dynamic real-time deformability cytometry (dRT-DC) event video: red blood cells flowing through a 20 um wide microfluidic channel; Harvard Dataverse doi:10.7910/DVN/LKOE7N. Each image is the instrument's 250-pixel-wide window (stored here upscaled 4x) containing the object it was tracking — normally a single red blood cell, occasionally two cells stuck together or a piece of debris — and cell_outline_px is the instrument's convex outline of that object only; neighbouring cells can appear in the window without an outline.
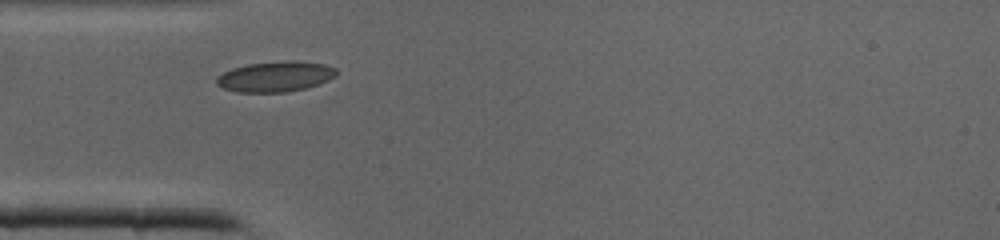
{"species": "common noctule bat (a hibernating species)", "species_latin": "Nyctalus noctula", "temperature_condition": "cold", "stored_images_in_passage": 23, "camera_frame_rate_fps": 3000, "um_per_image_px": 0.085, "animal": {"sex": "male", "body_mass_g": 19.0, "forearm_length_mm": 50.8}, "frame": {"image": 1, "passage_image": 1, "time_ms": 0.0, "image_size_px": [1000, 240], "cell_outline_px": [[336, 76], [328, 80], [304, 88], [284, 92], [236, 92], [224, 88], [216, 84], [216, 76], [232, 68], [248, 64], [288, 60], [292, 60], [324, 64], [336, 68]], "centroid_in_image_um": [23.38, 6.5], "position_along_channel_um": 61.6, "area_um2": 21.1}}
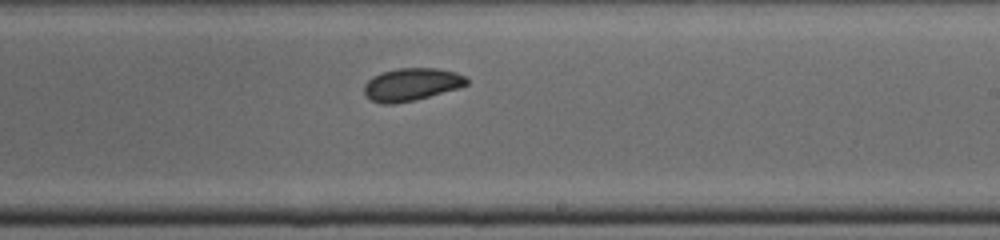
{"frame": {"image": 2, "passage_image": 13, "time_ms": 4.0, "image_size_px": [1000, 240], "cell_outline_px": [[468, 84], [460, 88], [416, 100], [392, 104], [380, 104], [372, 100], [364, 92], [364, 84], [372, 76], [380, 72], [396, 68], [440, 68], [456, 72], [464, 76], [468, 80]], "centroid_in_image_um": [34.99, 7.17], "position_along_channel_um": 254.0, "area_um2": 19.77}}
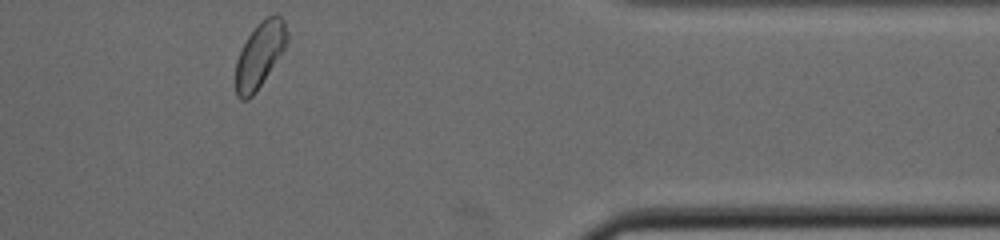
{"frame": {"image": 3, "passage_image": 23, "time_ms": 7.333, "image_size_px": [1000, 240], "cell_outline_px": [[288, 40], [284, 48], [256, 92], [248, 100], [240, 100], [236, 96], [236, 60], [248, 36], [256, 24], [260, 20], [276, 12], [284, 20], [288, 32]], "centroid_in_image_um": [22.08, 4.64], "position_along_channel_um": 389.3, "area_um2": 19.54}}